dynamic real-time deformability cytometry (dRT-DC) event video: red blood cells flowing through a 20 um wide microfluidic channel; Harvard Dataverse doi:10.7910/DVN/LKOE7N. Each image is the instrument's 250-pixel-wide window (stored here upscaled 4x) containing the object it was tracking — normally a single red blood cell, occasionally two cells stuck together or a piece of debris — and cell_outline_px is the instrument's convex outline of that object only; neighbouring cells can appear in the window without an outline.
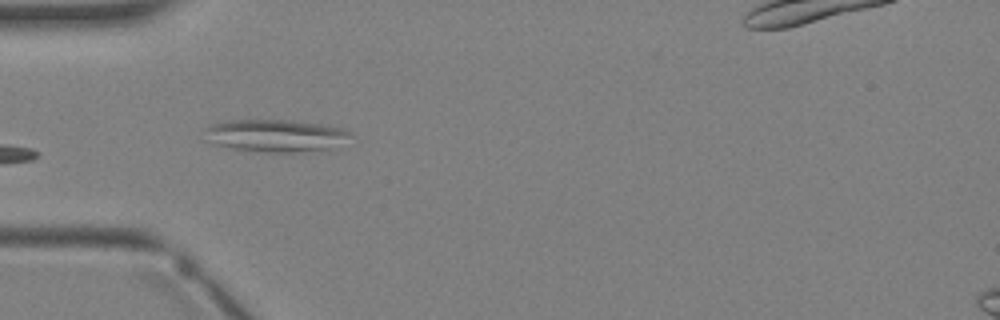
{"species": "Egyptian fruit bat (a non-hibernating species)", "species_latin": "Rousettus aegyptiacus", "temperature_condition": "warm", "stored_images_in_passage": 4, "camera_frame_rate_fps": 3000, "um_per_image_px": 0.085, "animal": {"sex": "female"}, "frame": {"image": 1, "passage_image": 3, "time_ms": 2.667, "image_size_px": [1000, 320], "cell_outline_px": [[352, 136], [328, 148], [296, 152], [272, 152], [232, 148], [216, 144], [208, 140], [204, 128], [208, 124], [232, 120], [292, 120], [320, 124], [344, 128], [352, 132]], "centroid_in_image_um": [23.4, 11.5], "position_along_channel_um": 61.6, "area_um2": 27.11}}